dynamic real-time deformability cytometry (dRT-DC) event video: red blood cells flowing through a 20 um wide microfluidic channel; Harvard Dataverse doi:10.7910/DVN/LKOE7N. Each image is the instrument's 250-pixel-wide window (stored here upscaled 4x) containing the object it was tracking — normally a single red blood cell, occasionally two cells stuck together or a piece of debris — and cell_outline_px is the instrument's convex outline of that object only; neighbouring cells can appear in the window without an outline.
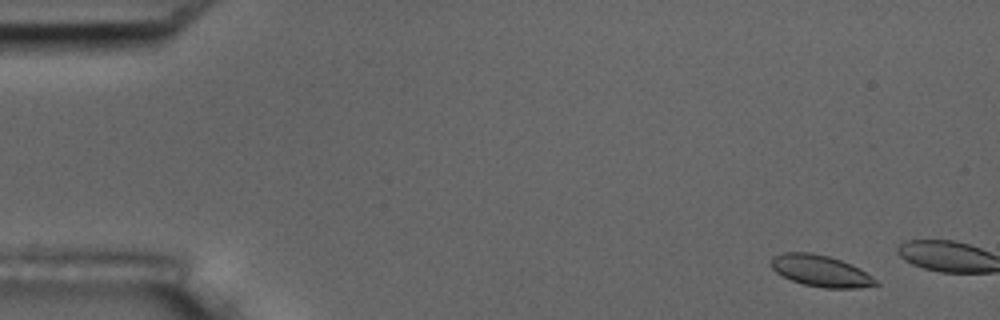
{"species": "common noctule bat (a hibernating species)", "species_latin": "Nyctalus noctula", "temperature_condition": "room temperature", "stored_images_in_passage": 3, "camera_frame_rate_fps": 3000, "um_per_image_px": 0.085, "animal": {"sex": "male", "body_mass_g": 17.5, "forearm_length_mm": 52.3}, "frame": {"image": 1, "passage_image": 1, "time_ms": 0.0, "image_size_px": [1000, 320], "cell_outline_px": [[880, 284], [860, 288], [824, 288], [804, 284], [792, 280], [776, 272], [772, 268], [772, 256], [784, 252], [808, 252], [828, 256], [852, 264], [860, 268], [872, 276]], "centroid_in_image_um": [69.78, 23.03], "position_along_channel_um": 15.2, "area_um2": 19.07}}